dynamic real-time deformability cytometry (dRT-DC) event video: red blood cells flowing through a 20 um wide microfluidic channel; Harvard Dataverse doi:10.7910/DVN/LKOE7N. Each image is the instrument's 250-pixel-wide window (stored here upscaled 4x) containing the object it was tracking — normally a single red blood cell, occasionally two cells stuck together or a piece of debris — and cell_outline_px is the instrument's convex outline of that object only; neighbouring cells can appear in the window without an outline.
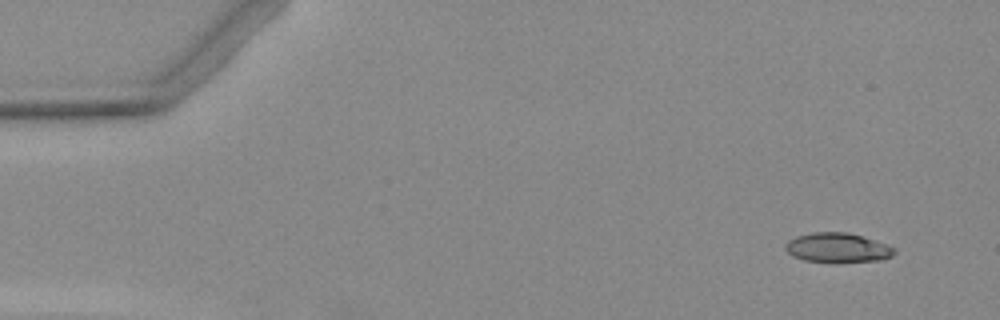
{"species": "Egyptian fruit bat (a non-hibernating species)", "species_latin": "Rousettus aegyptiacus", "temperature_condition": "warm", "stored_images_in_passage": 5, "camera_frame_rate_fps": 3000, "um_per_image_px": 0.085, "animal": {"sex": "female"}, "frame": {"image": 1, "passage_image": 1, "time_ms": 0.0, "image_size_px": [1000, 320], "cell_outline_px": [[896, 252], [892, 256], [880, 260], [840, 264], [836, 264], [804, 260], [792, 256], [784, 248], [784, 244], [788, 240], [796, 236], [812, 232], [848, 232], [896, 248]], "centroid_in_image_um": [71.16, 21.09], "position_along_channel_um": 13.8, "area_um2": 19.19}}
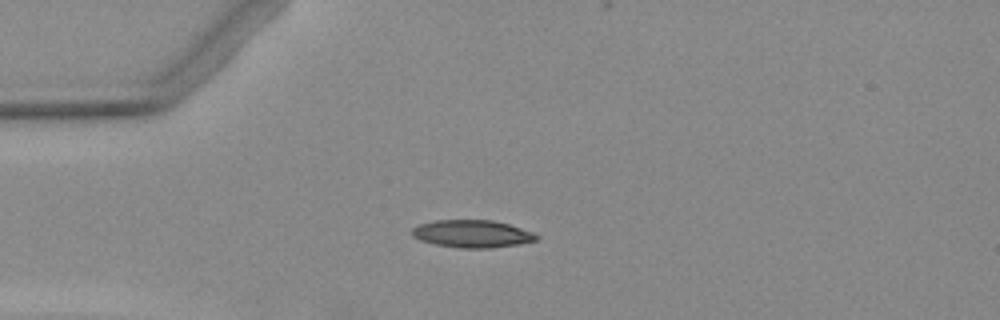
{"frame": {"image": 2, "passage_image": 4, "time_ms": 3.333, "image_size_px": [1000, 320], "cell_outline_px": [[540, 236], [536, 240], [520, 244], [492, 248], [460, 248], [432, 244], [420, 240], [412, 236], [412, 228], [420, 224], [436, 220], [492, 220], [508, 224], [532, 232]], "centroid_in_image_um": [40.12, 19.88], "position_along_channel_um": 44.9, "area_um2": 20.0}}